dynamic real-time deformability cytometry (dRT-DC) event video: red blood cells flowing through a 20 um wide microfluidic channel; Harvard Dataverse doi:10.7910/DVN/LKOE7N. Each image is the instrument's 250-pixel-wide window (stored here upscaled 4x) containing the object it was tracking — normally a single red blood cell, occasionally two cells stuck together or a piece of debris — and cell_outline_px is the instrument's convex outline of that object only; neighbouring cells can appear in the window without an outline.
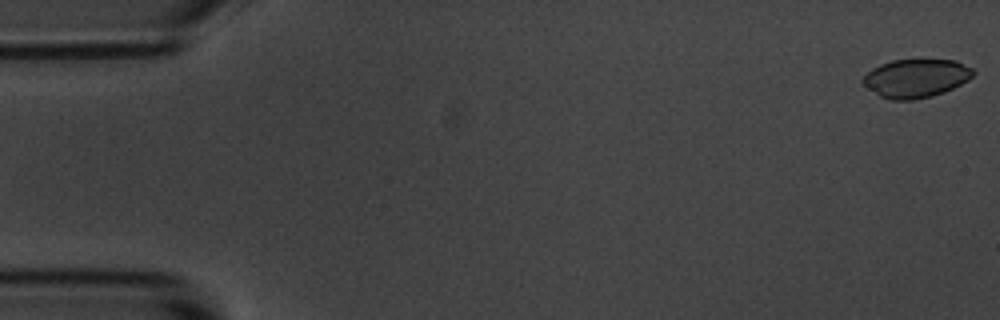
{"species": "common noctule bat (a hibernating species)", "species_latin": "Nyctalus noctula", "temperature_condition": "room temperature", "stored_images_in_passage": 55, "camera_frame_rate_fps": 3000, "um_per_image_px": 0.085, "animal": {"sex": "male", "body_mass_g": 20.1, "forearm_length_mm": 53.5}, "frame": {"image": 1, "passage_image": 1, "time_ms": 0.0, "image_size_px": [1000, 320], "cell_outline_px": [[976, 72], [968, 80], [944, 92], [932, 96], [912, 100], [892, 100], [880, 96], [868, 88], [860, 80], [872, 68], [880, 64], [892, 60], [956, 60], [972, 68]], "centroid_in_image_um": [77.85, 6.65], "position_along_channel_um": 7.1, "area_um2": 24.62}}
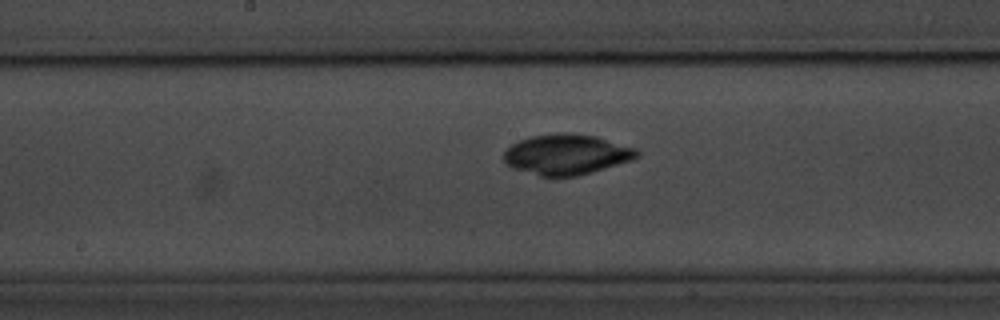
{"frame": {"image": 2, "passage_image": 28, "time_ms": 9.0, "image_size_px": [1000, 320], "cell_outline_px": [[640, 156], [632, 160], [576, 176], [540, 176], [512, 168], [504, 160], [504, 152], [512, 144], [528, 136], [560, 132], [564, 132], [596, 136], [636, 148], [640, 152]], "centroid_in_image_um": [48.16, 13.11], "position_along_channel_um": 200.0, "area_um2": 31.27}}
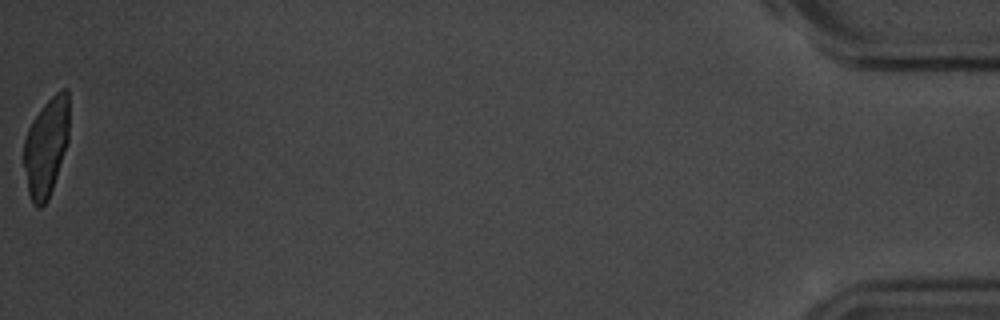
{"frame": {"image": 3, "passage_image": 55, "time_ms": 18.0, "image_size_px": [1000, 320], "cell_outline_px": [[68, 140], [48, 200], [40, 208], [36, 208], [32, 204], [28, 192], [24, 168], [24, 140], [28, 128], [44, 104], [60, 88], [68, 88]], "centroid_in_image_um": [3.91, 12.49], "position_along_channel_um": 431.3, "area_um2": 25.78}, "authors_computed_cell_mechanics": {"area_um2": 28.0908, "velocity_mm_per_s": 3.6703, "shape_relaxation_time_tau1_ms": 7.8259, "shape_relaxation_time_tau2_ms": 2.42, "deformation_change_tau1": 0.2684, "deformation_change_tau2": 0.0345}}